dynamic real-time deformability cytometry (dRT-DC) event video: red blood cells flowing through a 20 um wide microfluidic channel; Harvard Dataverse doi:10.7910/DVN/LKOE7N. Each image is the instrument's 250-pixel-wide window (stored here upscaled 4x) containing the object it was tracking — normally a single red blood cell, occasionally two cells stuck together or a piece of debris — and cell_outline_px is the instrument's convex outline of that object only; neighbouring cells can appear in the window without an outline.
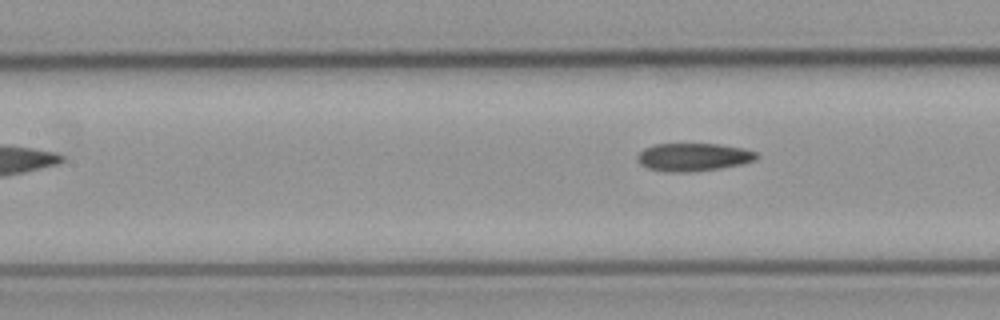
{"species": "common noctule bat (a hibernating species)", "species_latin": "Nyctalus noctula", "temperature_condition": "cold", "stored_images_in_passage": 7, "camera_frame_rate_fps": 3000, "um_per_image_px": 0.085, "animal": {"sex": "male", "body_mass_g": 23.1, "forearm_length_mm": 52.7}, "frame": {"image": 1, "passage_image": 7, "time_ms": 7.333, "image_size_px": [1000, 320], "cell_outline_px": [[760, 156], [756, 160], [740, 164], [720, 168], [688, 172], [668, 172], [648, 168], [640, 164], [636, 160], [636, 156], [644, 148], [656, 144], [720, 144], [744, 148], [756, 152]], "centroid_in_image_um": [58.94, 13.35], "position_along_channel_um": 148.5, "area_um2": 19.48}}